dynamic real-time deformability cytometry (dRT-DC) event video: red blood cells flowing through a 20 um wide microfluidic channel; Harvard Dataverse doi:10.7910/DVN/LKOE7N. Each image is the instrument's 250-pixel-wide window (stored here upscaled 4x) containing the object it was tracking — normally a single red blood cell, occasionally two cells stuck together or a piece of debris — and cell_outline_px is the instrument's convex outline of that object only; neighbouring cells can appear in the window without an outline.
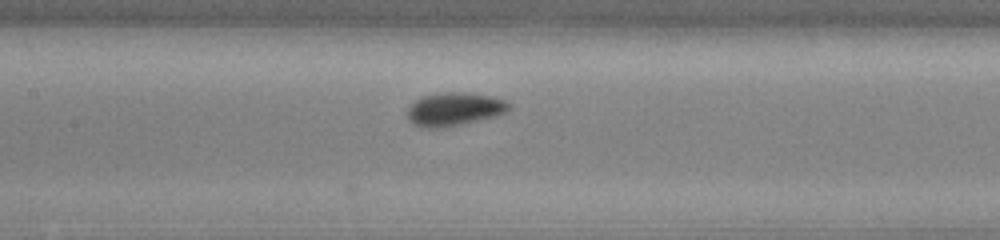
{"species": "common noctule bat (a hibernating species)", "species_latin": "Nyctalus noctula", "temperature_condition": "cold", "stored_images_in_passage": 23, "camera_frame_rate_fps": 3000, "um_per_image_px": 0.085, "animal": {"sex": "male", "body_mass_g": 13.0, "forearm_length_mm": 53.1}, "frame": {"image": 1, "passage_image": 10, "time_ms": 3.0, "image_size_px": [1000, 240], "cell_outline_px": [[512, 104], [504, 112], [492, 116], [460, 124], [440, 128], [420, 128], [408, 120], [408, 108], [416, 100], [424, 96], [444, 92], [464, 92], [492, 96], [504, 100]], "centroid_in_image_um": [38.58, 9.27], "position_along_channel_um": 168.8, "area_um2": 19.36}}
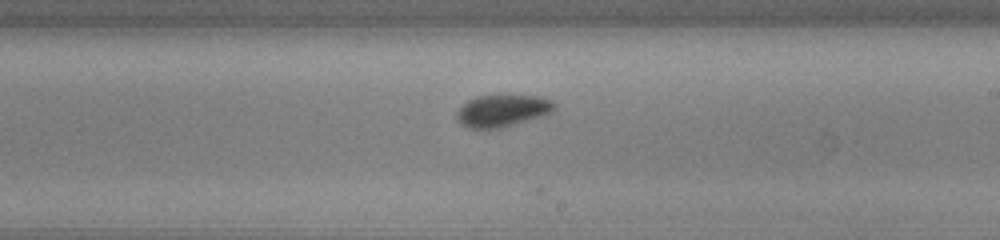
{"frame": {"image": 2, "passage_image": 16, "time_ms": 5.0, "image_size_px": [1000, 240], "cell_outline_px": [[556, 108], [552, 112], [544, 116], [500, 128], [468, 128], [460, 124], [456, 120], [456, 112], [468, 100], [476, 96], [500, 92], [508, 92], [540, 96], [552, 100], [556, 104]], "centroid_in_image_um": [42.74, 9.34], "position_along_channel_um": 246.3, "area_um2": 19.31}}
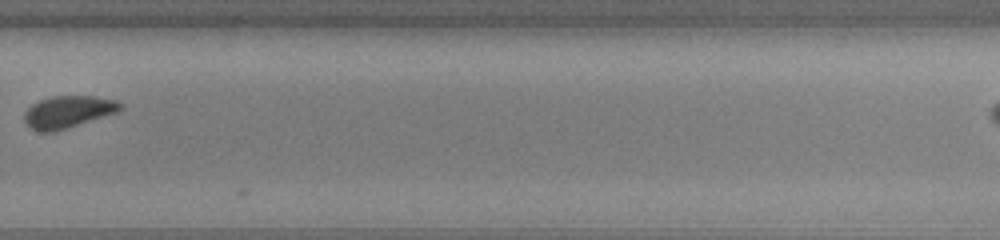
{"frame": {"image": 3, "passage_image": 22, "time_ms": 7.0, "image_size_px": [1000, 240], "cell_outline_px": [[124, 108], [116, 112], [64, 128], [48, 132], [40, 132], [28, 128], [24, 120], [24, 112], [32, 104], [40, 100], [52, 96], [92, 96], [116, 100], [124, 104]], "centroid_in_image_um": [5.75, 9.49], "position_along_channel_um": 324.0, "area_um2": 17.69}}